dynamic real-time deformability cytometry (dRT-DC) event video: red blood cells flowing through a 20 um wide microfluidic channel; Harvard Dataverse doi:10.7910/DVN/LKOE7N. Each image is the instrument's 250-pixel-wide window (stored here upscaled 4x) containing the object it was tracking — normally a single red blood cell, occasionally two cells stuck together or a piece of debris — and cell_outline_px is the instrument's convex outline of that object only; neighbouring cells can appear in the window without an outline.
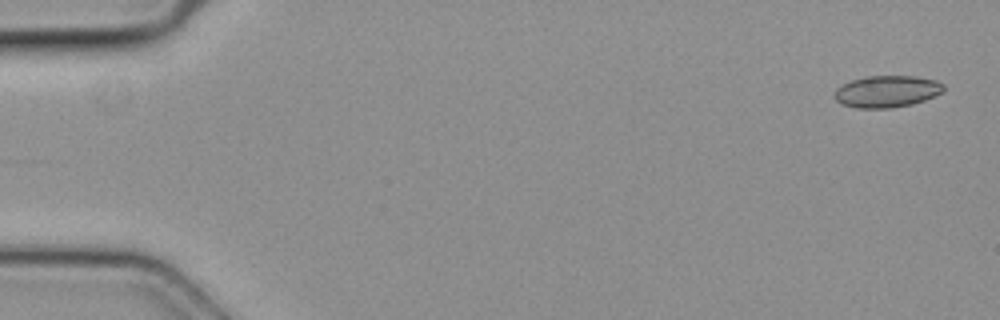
{"species": "common noctule bat (a hibernating species)", "species_latin": "Nyctalus noctula", "temperature_condition": "cold", "stored_images_in_passage": 5, "camera_frame_rate_fps": 3000, "um_per_image_px": 0.085, "animal": {"sex": "female", "body_mass_g": 19.3, "forearm_length_mm": 54.1}, "frame": {"image": 1, "passage_image": 1, "time_ms": 0.0, "image_size_px": [1000, 320], "cell_outline_px": [[944, 92], [936, 96], [912, 104], [888, 108], [856, 108], [840, 104], [832, 96], [836, 88], [852, 80], [864, 76], [916, 76], [936, 80], [944, 84]], "centroid_in_image_um": [75.38, 7.77], "position_along_channel_um": 9.6, "area_um2": 20.46}}
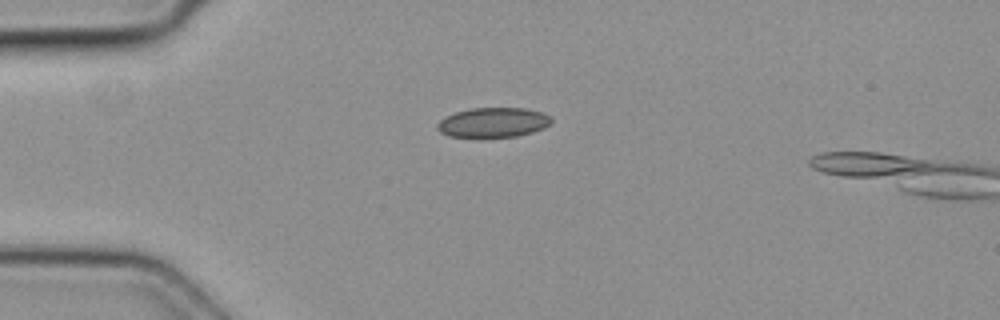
{"frame": {"image": 2, "passage_image": 4, "time_ms": 1.0, "image_size_px": [1000, 320], "cell_outline_px": [[552, 124], [544, 128], [532, 132], [516, 136], [448, 136], [440, 132], [436, 128], [436, 124], [444, 116], [468, 108], [524, 108], [544, 112], [552, 116]], "centroid_in_image_um": [41.94, 10.39], "position_along_channel_um": 43.1, "area_um2": 19.83}}